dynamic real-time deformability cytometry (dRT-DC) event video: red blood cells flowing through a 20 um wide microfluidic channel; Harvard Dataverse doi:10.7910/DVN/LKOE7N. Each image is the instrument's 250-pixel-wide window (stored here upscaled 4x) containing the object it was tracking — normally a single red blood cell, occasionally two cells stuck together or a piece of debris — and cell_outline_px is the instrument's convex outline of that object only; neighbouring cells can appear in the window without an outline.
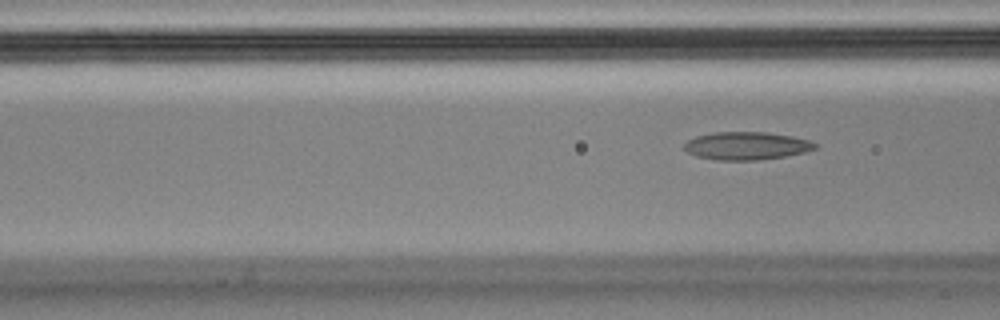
{"species": "Egyptian fruit bat (a non-hibernating species)", "species_latin": "Rousettus aegyptiacus", "temperature_condition": "cold", "stored_images_in_passage": 5, "segment_of_instrument_passage": [2, 2], "camera_frame_rate_fps": 3000, "um_per_image_px": 0.085, "animal": {"sex": "male"}, "frame": {"image": 1, "passage_image": 5, "time_ms": 1.333, "image_size_px": [1000, 320], "cell_outline_px": [[820, 144], [816, 148], [804, 152], [784, 156], [756, 160], [716, 160], [696, 156], [688, 152], [684, 148], [684, 144], [688, 140], [696, 136], [716, 132], [768, 132], [792, 136], [808, 140]], "centroid_in_image_um": [63.46, 12.39], "position_along_channel_um": 103.1, "area_um2": 21.21}}